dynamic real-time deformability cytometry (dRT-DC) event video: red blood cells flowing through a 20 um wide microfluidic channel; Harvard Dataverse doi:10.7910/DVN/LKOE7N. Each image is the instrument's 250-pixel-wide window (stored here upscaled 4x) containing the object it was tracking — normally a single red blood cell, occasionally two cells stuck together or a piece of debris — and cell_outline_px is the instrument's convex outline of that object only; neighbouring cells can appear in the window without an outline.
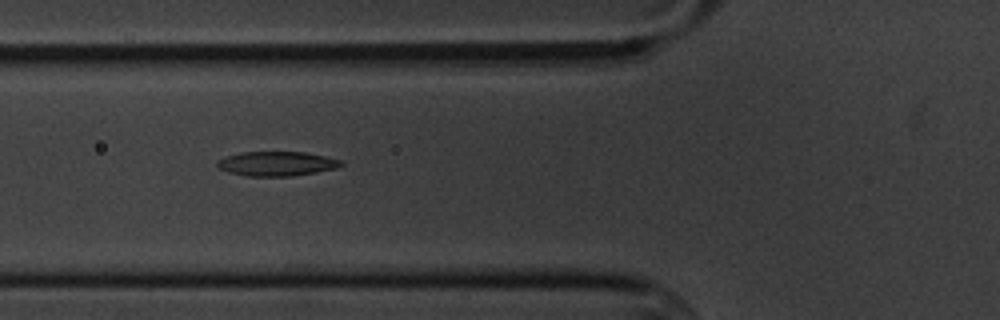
{"species": "common noctule bat (a hibernating species)", "species_latin": "Nyctalus noctula", "temperature_condition": "cold", "stored_images_in_passage": 9, "camera_frame_rate_fps": 3000, "um_per_image_px": 0.085, "animal": {"sex": "male", "body_mass_g": 20.1, "forearm_length_mm": 53.5}, "frame": {"image": 1, "passage_image": 6, "time_ms": 6.0, "image_size_px": [1000, 320], "cell_outline_px": [[344, 164], [336, 168], [316, 172], [292, 176], [248, 176], [228, 172], [220, 168], [216, 164], [216, 160], [224, 156], [240, 152], [304, 152], [344, 160]], "centroid_in_image_um": [23.51, 13.91], "position_along_channel_um": 102.3, "area_um2": 17.74}}
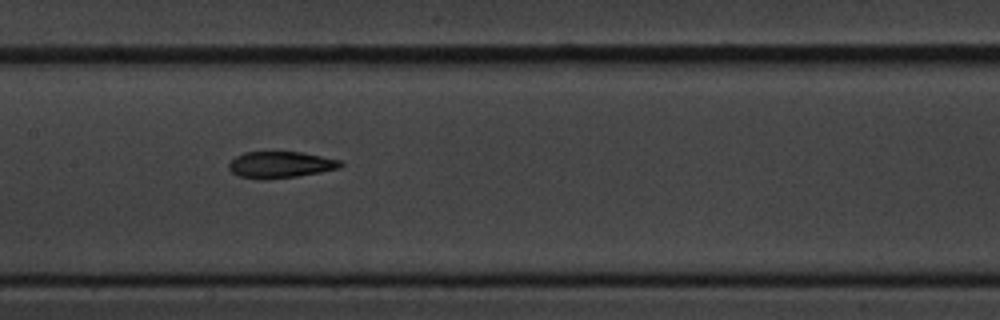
{"frame": {"image": 2, "passage_image": 8, "time_ms": 8.333, "image_size_px": [1000, 320], "cell_outline_px": [[344, 164], [340, 168], [320, 172], [296, 176], [264, 180], [256, 180], [236, 176], [228, 168], [228, 164], [236, 156], [244, 152], [304, 152], [340, 160]], "centroid_in_image_um": [23.81, 14.01], "position_along_channel_um": 183.6, "area_um2": 17.46}}
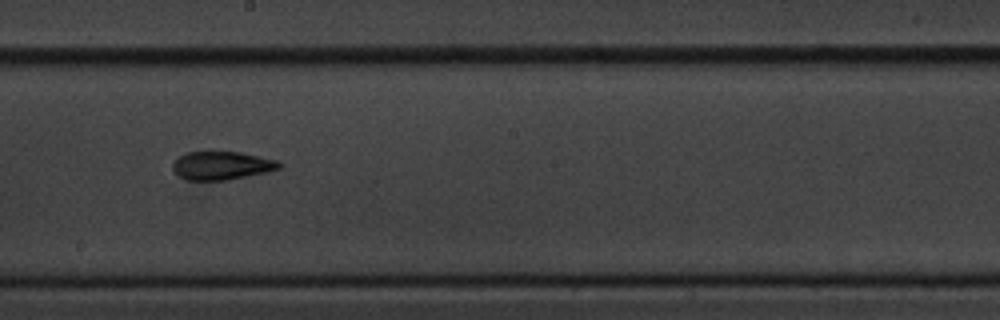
{"frame": {"image": 3, "passage_image": 9, "time_ms": 9.667, "image_size_px": [1000, 320], "cell_outline_px": [[284, 164], [280, 168], [264, 172], [228, 180], [188, 180], [180, 176], [172, 168], [172, 164], [180, 156], [188, 152], [208, 148], [240, 152], [276, 160]], "centroid_in_image_um": [18.82, 14.02], "position_along_channel_um": 229.4, "area_um2": 18.03}}